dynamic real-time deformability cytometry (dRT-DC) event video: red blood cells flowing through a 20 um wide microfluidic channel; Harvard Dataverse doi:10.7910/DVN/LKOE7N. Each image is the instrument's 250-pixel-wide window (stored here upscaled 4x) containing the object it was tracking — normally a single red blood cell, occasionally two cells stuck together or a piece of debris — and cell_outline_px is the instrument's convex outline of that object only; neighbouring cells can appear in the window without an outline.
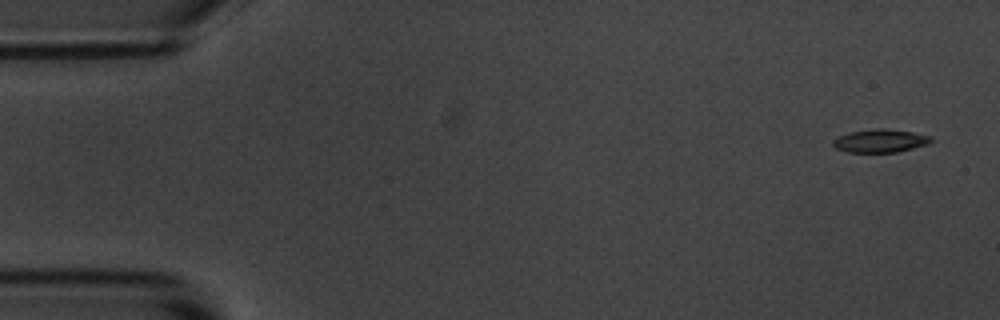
{"species": "common noctule bat (a hibernating species)", "species_latin": "Nyctalus noctula", "temperature_condition": "room temperature", "stored_images_in_passage": 5, "segment_of_instrument_passage": [2, 2], "camera_frame_rate_fps": 3000, "um_per_image_px": 0.085, "animal": {"sex": "male", "body_mass_g": 20.1, "forearm_length_mm": 53.5}, "frame": {"image": 1, "passage_image": 5, "time_ms": 5.667, "image_size_px": [1000, 320], "cell_outline_px": [[932, 140], [928, 144], [896, 152], [848, 152], [836, 148], [832, 144], [832, 140], [848, 132], [876, 128], [880, 128], [912, 132], [932, 136]], "centroid_in_image_um": [74.8, 11.96], "position_along_channel_um": 10.2, "area_um2": 13.12}}